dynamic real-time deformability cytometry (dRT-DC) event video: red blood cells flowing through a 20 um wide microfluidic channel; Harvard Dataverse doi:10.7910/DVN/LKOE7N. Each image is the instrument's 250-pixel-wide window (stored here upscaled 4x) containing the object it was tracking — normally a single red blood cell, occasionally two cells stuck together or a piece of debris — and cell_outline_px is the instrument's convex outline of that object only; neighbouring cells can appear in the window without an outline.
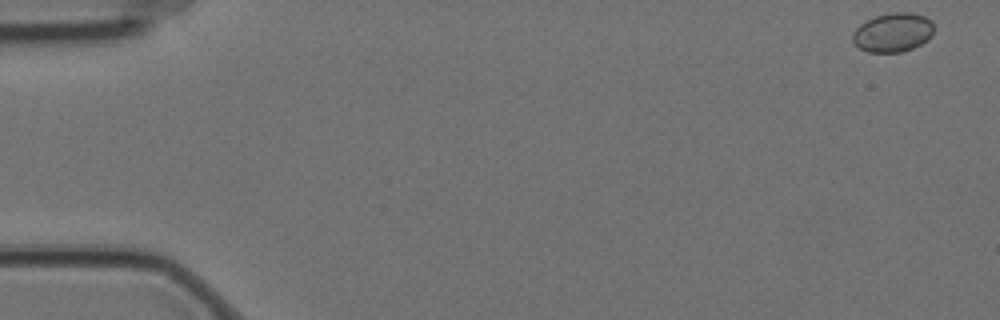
{"species": "Egyptian fruit bat (a non-hibernating species)", "species_latin": "Rousettus aegyptiacus", "temperature_condition": "cold", "stored_images_in_passage": 6, "camera_frame_rate_fps": 3000, "um_per_image_px": 0.085, "animal": {"sex": "female"}, "frame": {"image": 1, "passage_image": 1, "time_ms": 0.0, "image_size_px": [1000, 320], "cell_outline_px": [[932, 36], [928, 40], [912, 48], [900, 52], [868, 52], [860, 48], [852, 40], [852, 32], [860, 24], [876, 16], [892, 12], [912, 12], [924, 16], [932, 20]], "centroid_in_image_um": [75.9, 2.75], "position_along_channel_um": 9.1, "area_um2": 18.44}}
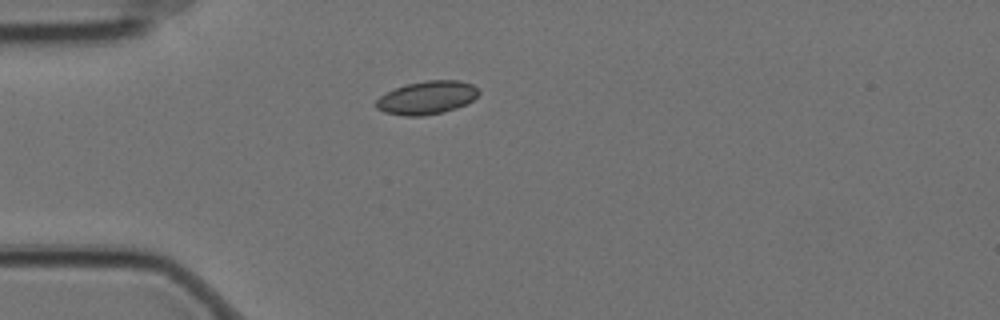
{"frame": {"image": 2, "passage_image": 5, "time_ms": 1.333, "image_size_px": [1000, 320], "cell_outline_px": [[480, 92], [472, 100], [456, 108], [444, 112], [424, 116], [404, 116], [384, 112], [376, 108], [376, 100], [380, 96], [404, 84], [424, 80], [460, 80], [472, 84]], "centroid_in_image_um": [36.27, 8.3], "position_along_channel_um": 48.7, "area_um2": 19.88}}